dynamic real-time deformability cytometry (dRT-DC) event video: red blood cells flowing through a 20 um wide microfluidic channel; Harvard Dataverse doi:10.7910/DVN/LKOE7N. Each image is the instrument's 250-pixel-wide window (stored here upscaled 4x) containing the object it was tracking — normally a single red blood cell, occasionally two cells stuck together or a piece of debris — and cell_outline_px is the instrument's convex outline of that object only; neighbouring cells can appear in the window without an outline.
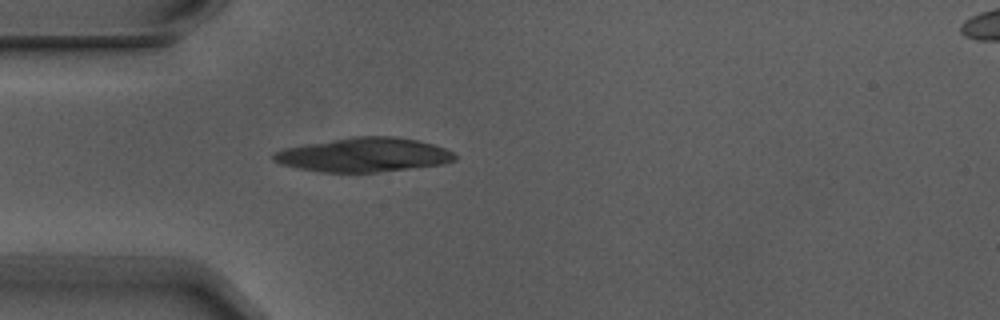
{"species": "Egyptian fruit bat (a non-hibernating species)", "species_latin": "Rousettus aegyptiacus", "temperature_condition": "warm", "stored_images_in_passage": 2, "camera_frame_rate_fps": 3000, "um_per_image_px": 0.085, "animal": {"sex": "male"}, "frame": {"image": 1, "passage_image": 2, "time_ms": 0.333, "image_size_px": [1000, 320], "cell_outline_px": [[456, 160], [444, 164], [376, 172], [320, 172], [296, 168], [280, 164], [272, 160], [272, 152], [284, 148], [356, 136], [396, 136], [416, 140], [432, 144], [444, 148], [452, 152], [456, 156]], "centroid_in_image_um": [30.9, 13.17], "position_along_channel_um": 54.1, "area_um2": 35.89}}